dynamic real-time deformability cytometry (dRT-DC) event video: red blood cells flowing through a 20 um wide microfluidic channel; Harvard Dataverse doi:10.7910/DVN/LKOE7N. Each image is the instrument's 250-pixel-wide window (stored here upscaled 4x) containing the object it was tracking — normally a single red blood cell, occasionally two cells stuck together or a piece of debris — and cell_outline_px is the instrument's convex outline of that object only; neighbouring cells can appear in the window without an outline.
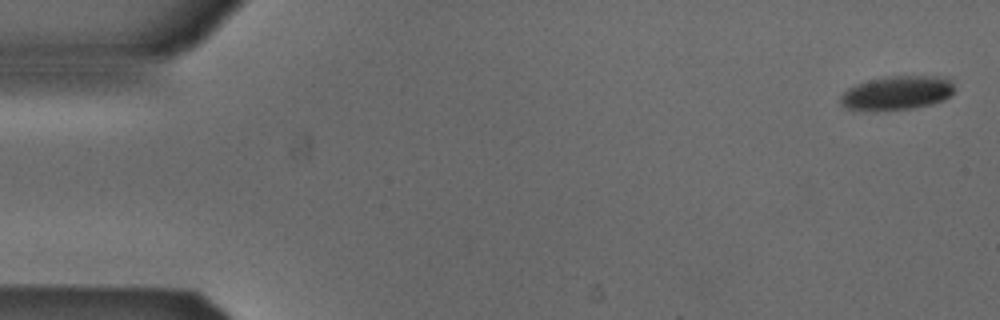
{"species": "Egyptian fruit bat (a non-hibernating species)", "species_latin": "Rousettus aegyptiacus", "temperature_condition": "cold", "stored_images_in_passage": 5, "camera_frame_rate_fps": 3000, "um_per_image_px": 0.085, "animal": {"sex": "male"}, "frame": {"image": 1, "passage_image": 1, "time_ms": 0.0, "image_size_px": [1000, 320], "cell_outline_px": [[952, 92], [944, 100], [932, 104], [916, 108], [876, 112], [872, 112], [844, 108], [840, 104], [840, 96], [848, 88], [856, 84], [872, 80], [892, 76], [928, 76], [948, 80], [952, 84]], "centroid_in_image_um": [76.15, 7.95], "position_along_channel_um": 8.9, "area_um2": 22.54}}
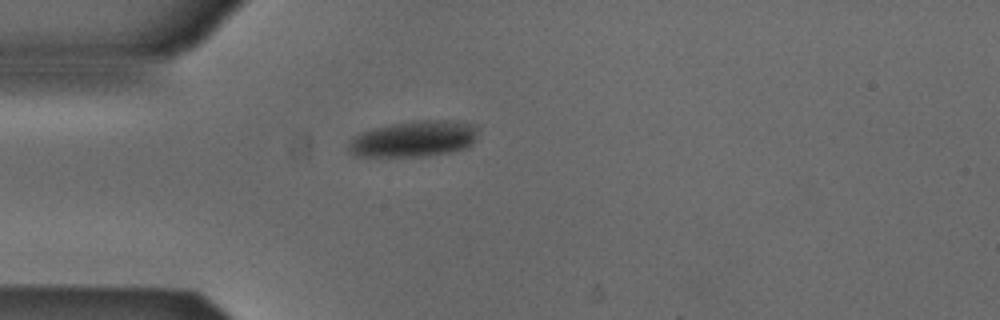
{"frame": {"image": 2, "passage_image": 4, "time_ms": 1.0, "image_size_px": [1000, 320], "cell_outline_px": [[480, 128], [472, 144], [468, 148], [452, 152], [428, 156], [352, 156], [348, 152], [348, 144], [360, 132], [372, 128], [412, 120], [456, 120], [472, 124]], "centroid_in_image_um": [35.22, 11.8], "position_along_channel_um": 49.8, "area_um2": 27.63}}